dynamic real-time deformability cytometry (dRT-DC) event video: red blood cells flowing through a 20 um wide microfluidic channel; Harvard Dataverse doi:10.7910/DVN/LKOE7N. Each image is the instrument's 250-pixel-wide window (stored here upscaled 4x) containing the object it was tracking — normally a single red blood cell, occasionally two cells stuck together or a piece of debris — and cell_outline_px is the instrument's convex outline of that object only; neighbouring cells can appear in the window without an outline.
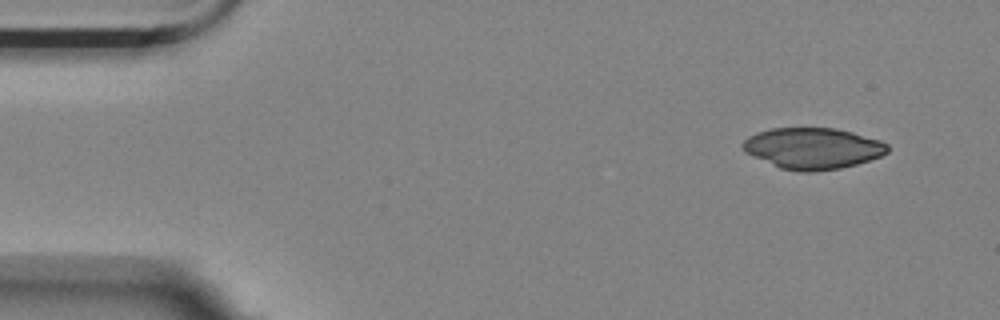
{"species": "Egyptian fruit bat (a non-hibernating species)", "species_latin": "Rousettus aegyptiacus", "temperature_condition": "room temperature", "stored_images_in_passage": 3, "camera_frame_rate_fps": 3000, "um_per_image_px": 0.085, "animal": {"sex": "female"}, "frame": {"image": 1, "passage_image": 1, "time_ms": 0.0, "image_size_px": [1000, 320], "cell_outline_px": [[888, 152], [880, 156], [856, 164], [840, 168], [816, 172], [800, 172], [780, 168], [744, 152], [740, 144], [748, 136], [756, 132], [772, 128], [836, 128], [852, 132], [880, 140], [888, 144]], "centroid_in_image_um": [69.05, 12.61], "position_along_channel_um": 15.9, "area_um2": 34.85}}